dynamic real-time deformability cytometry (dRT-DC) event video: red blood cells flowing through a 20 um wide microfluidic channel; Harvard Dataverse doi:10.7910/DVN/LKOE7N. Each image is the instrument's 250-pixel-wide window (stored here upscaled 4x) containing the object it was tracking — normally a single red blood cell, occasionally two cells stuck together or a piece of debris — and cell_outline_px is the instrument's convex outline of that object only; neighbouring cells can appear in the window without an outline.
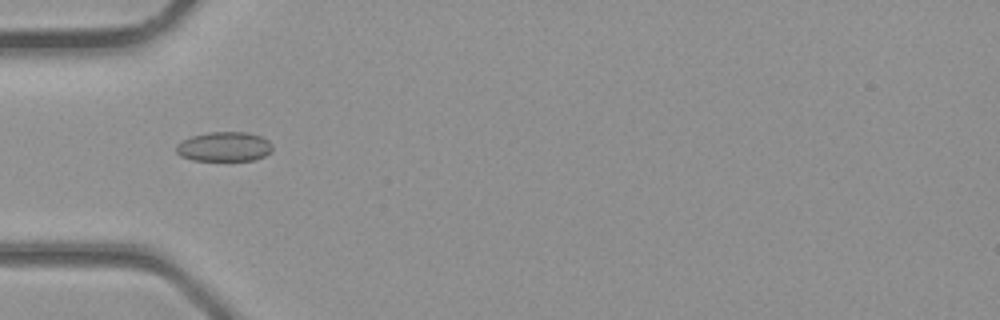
{"species": "common noctule bat (a hibernating species)", "species_latin": "Nyctalus noctula", "temperature_condition": "room temperature", "stored_images_in_passage": 37, "camera_frame_rate_fps": 3000, "um_per_image_px": 0.085, "animal": {"sex": "male", "body_mass_g": 23.1, "forearm_length_mm": 52.7}, "frame": {"image": 1, "passage_image": 12, "time_ms": 3.667, "image_size_px": [1000, 320], "cell_outline_px": [[272, 152], [264, 156], [252, 160], [192, 160], [180, 156], [176, 152], [176, 144], [192, 136], [208, 132], [248, 132], [260, 136], [268, 140], [272, 144]], "centroid_in_image_um": [19.06, 12.46], "position_along_channel_um": 65.9, "area_um2": 16.59}}
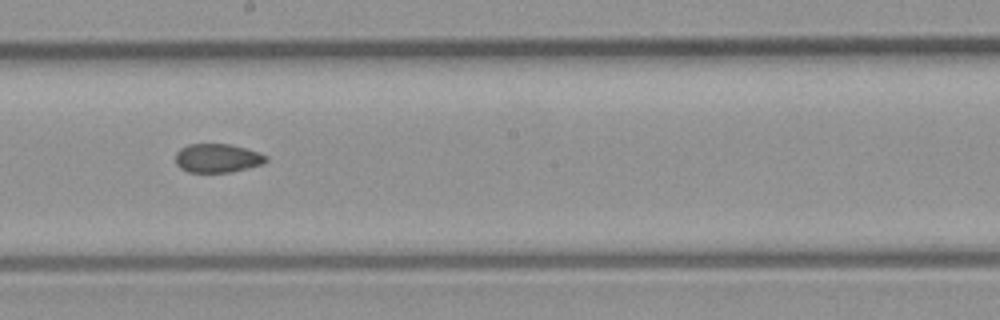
{"frame": {"image": 2, "passage_image": 21, "time_ms": 6.667, "image_size_px": [1000, 320], "cell_outline_px": [[268, 160], [260, 164], [228, 172], [188, 172], [180, 168], [176, 164], [176, 152], [180, 148], [188, 144], [228, 144], [244, 148], [268, 156]], "centroid_in_image_um": [18.42, 13.43], "position_along_channel_um": 229.8, "area_um2": 14.91}}
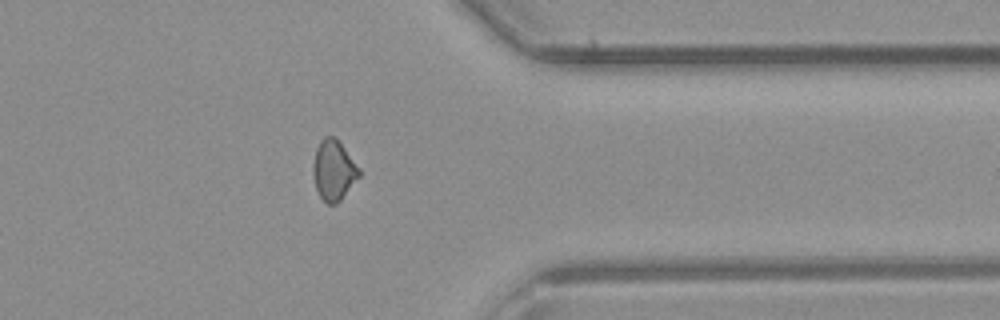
{"frame": {"image": 3, "passage_image": 30, "time_ms": 9.667, "image_size_px": [1000, 320], "cell_outline_px": [[360, 176], [340, 200], [336, 204], [328, 204], [320, 196], [316, 188], [312, 172], [312, 164], [316, 148], [320, 140], [324, 136], [332, 136], [340, 144], [360, 168]], "centroid_in_image_um": [28.34, 14.48], "position_along_channel_um": 383.1, "area_um2": 15.95}}